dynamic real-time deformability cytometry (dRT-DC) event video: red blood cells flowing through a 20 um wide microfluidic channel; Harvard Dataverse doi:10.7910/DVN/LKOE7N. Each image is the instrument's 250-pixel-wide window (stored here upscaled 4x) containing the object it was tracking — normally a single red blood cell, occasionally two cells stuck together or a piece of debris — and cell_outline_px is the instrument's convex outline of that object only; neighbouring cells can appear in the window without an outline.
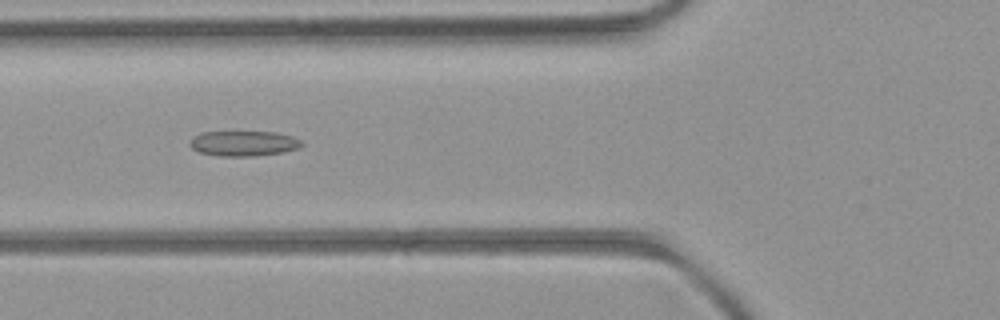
{"species": "common noctule bat (a hibernating species)", "species_latin": "Nyctalus noctula", "temperature_condition": "room temperature", "stored_images_in_passage": 52, "camera_frame_rate_fps": 3000, "um_per_image_px": 0.085, "animal": {"sex": "female", "body_mass_g": 21.9}, "frame": {"image": 1, "passage_image": 20, "time_ms": 6.333, "image_size_px": [1000, 320], "cell_outline_px": [[304, 144], [300, 148], [284, 152], [256, 156], [220, 156], [200, 152], [192, 148], [188, 144], [192, 136], [200, 132], [276, 132], [292, 136], [300, 140]], "centroid_in_image_um": [20.71, 12.19], "position_along_channel_um": 105.1, "area_um2": 16.59}}
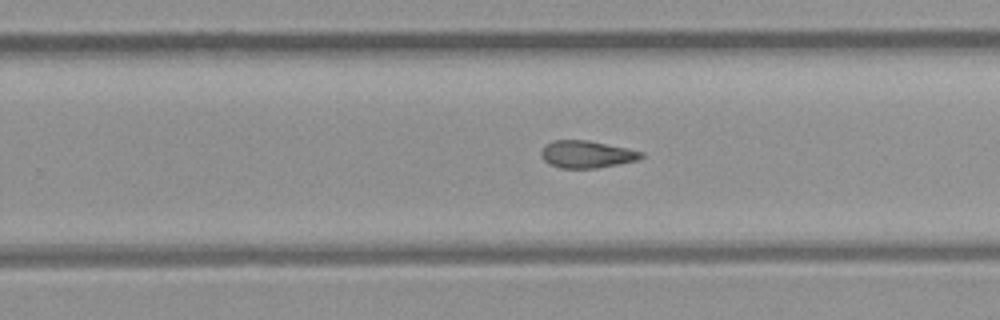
{"frame": {"image": 2, "passage_image": 33, "time_ms": 10.667, "image_size_px": [1000, 320], "cell_outline_px": [[644, 156], [636, 160], [596, 168], [560, 168], [548, 164], [540, 156], [540, 152], [552, 140], [588, 140], [628, 148], [644, 152]], "centroid_in_image_um": [49.86, 13.11], "position_along_channel_um": 279.9, "area_um2": 15.84}}
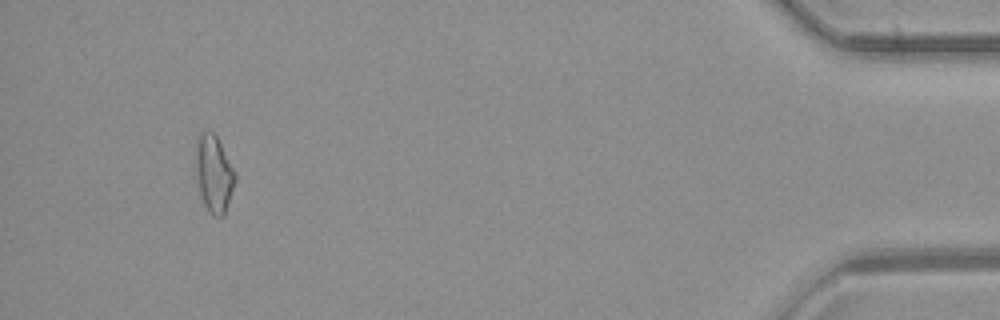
{"frame": {"image": 3, "passage_image": 49, "time_ms": 16.0, "image_size_px": [1000, 320], "cell_outline_px": [[236, 180], [224, 216], [212, 216], [208, 212], [200, 196], [196, 180], [196, 140], [200, 132], [212, 132], [216, 136], [236, 172]], "centroid_in_image_um": [18.17, 14.8], "position_along_channel_um": 417.0, "area_um2": 17.8}, "authors_computed_cell_mechanics": {"area_um2": 16.7331, "velocity_mm_per_s": 4.0274, "shape_relaxation_time_tau1_ms": null, "shape_relaxation_time_tau2_ms": 6.0409, "deformation_change_tau1": null, "deformation_change_tau2": 0.1405}}